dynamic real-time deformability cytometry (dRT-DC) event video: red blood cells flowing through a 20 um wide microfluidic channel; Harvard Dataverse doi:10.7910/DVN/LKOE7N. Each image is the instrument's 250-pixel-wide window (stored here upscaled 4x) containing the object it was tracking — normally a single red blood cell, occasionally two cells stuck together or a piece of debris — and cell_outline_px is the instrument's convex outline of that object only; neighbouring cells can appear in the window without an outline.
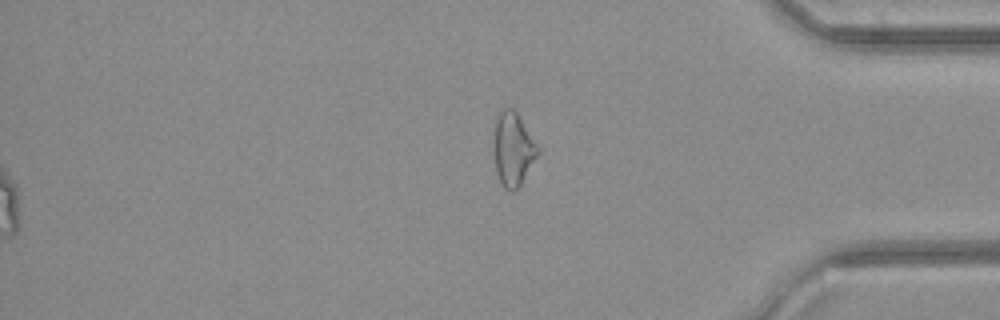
{"species": "common noctule bat (a hibernating species)", "species_latin": "Nyctalus noctula", "temperature_condition": "cold", "stored_images_in_passage": 45, "segment_of_instrument_passage": [2, 2], "camera_frame_rate_fps": 3000, "um_per_image_px": 0.085, "animal": {"sex": "female", "body_mass_g": 21.9}, "frame": {"image": 1, "passage_image": 45, "time_ms": 14.667, "image_size_px": [1000, 320], "cell_outline_px": [[540, 152], [520, 184], [512, 192], [508, 192], [504, 188], [496, 172], [492, 152], [492, 140], [496, 116], [504, 108], [512, 108], [516, 112], [540, 148]], "centroid_in_image_um": [43.57, 12.67], "position_along_channel_um": 391.6, "area_um2": 19.13}}